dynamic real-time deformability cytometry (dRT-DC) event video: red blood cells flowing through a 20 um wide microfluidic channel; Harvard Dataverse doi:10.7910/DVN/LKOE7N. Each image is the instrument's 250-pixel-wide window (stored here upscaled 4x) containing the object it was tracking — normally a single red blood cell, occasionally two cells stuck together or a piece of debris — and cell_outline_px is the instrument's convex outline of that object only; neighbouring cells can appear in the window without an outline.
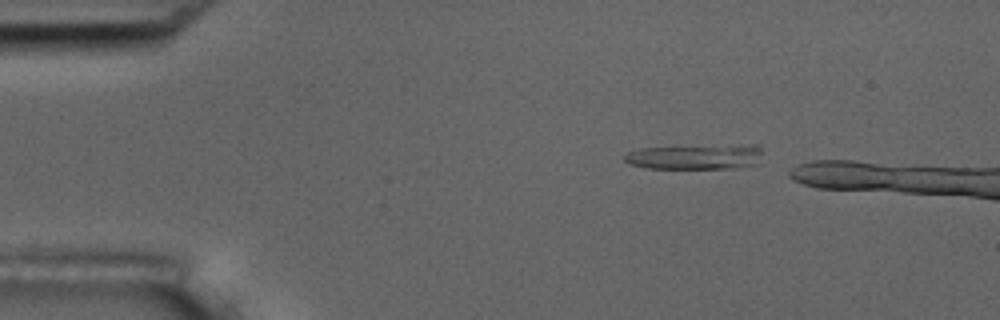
{"species": "common noctule bat (a hibernating species)", "species_latin": "Nyctalus noctula", "temperature_condition": "room temperature", "stored_images_in_passage": 3, "camera_frame_rate_fps": 3000, "um_per_image_px": 0.085, "animal": {"sex": "male", "body_mass_g": 17.5, "forearm_length_mm": 52.3}, "frame": {"image": 1, "passage_image": 1, "time_ms": 0.0, "image_size_px": [1000, 320], "cell_outline_px": [[760, 164], [732, 168], [644, 168], [628, 164], [624, 160], [624, 156], [628, 152], [640, 148], [752, 144], [760, 144]], "centroid_in_image_um": [59.13, 13.33], "position_along_channel_um": 25.9, "area_um2": 20.35}}